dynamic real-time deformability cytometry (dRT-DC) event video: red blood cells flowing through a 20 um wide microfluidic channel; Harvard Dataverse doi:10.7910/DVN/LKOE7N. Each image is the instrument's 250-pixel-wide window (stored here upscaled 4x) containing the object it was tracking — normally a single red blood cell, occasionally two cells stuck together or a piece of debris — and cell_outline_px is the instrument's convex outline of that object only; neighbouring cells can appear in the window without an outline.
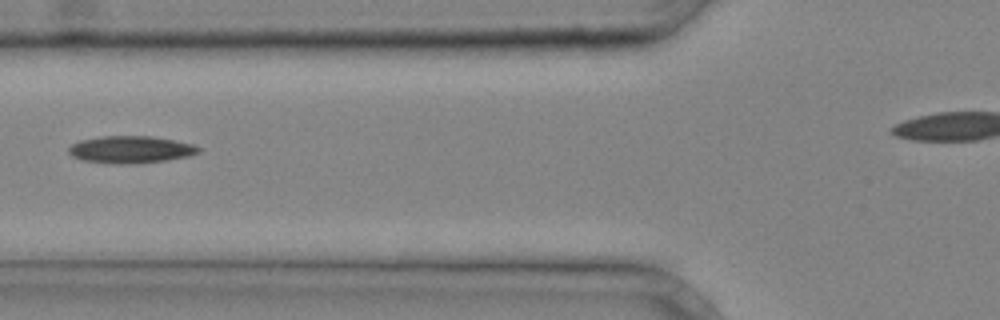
{"species": "common noctule bat (a hibernating species)", "species_latin": "Nyctalus noctula", "temperature_condition": "cold", "stored_images_in_passage": 24, "camera_frame_rate_fps": 3000, "um_per_image_px": 0.085, "animal": {"sex": "male", "body_mass_g": 20.4}, "frame": {"image": 1, "passage_image": 4, "time_ms": 1.0, "image_size_px": [1000, 320], "cell_outline_px": [[200, 152], [188, 156], [168, 160], [132, 164], [116, 164], [84, 160], [72, 156], [68, 152], [68, 148], [72, 144], [80, 140], [100, 136], [152, 136], [176, 140], [192, 144], [200, 148]], "centroid_in_image_um": [11.11, 12.71], "position_along_channel_um": 114.7, "area_um2": 20.63}}
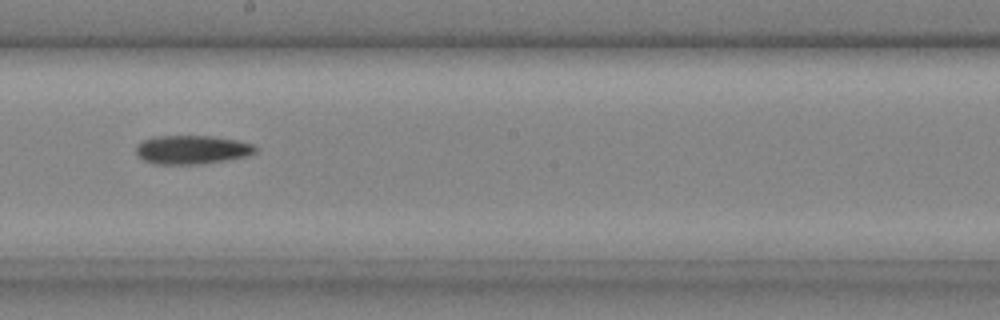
{"frame": {"image": 2, "passage_image": 11, "time_ms": 3.333, "image_size_px": [1000, 320], "cell_outline_px": [[260, 148], [252, 156], [228, 160], [200, 164], [156, 164], [144, 160], [136, 152], [136, 144], [152, 136], [212, 136], [236, 140], [252, 144]], "centroid_in_image_um": [16.37, 12.72], "position_along_channel_um": 231.8, "area_um2": 20.23}}